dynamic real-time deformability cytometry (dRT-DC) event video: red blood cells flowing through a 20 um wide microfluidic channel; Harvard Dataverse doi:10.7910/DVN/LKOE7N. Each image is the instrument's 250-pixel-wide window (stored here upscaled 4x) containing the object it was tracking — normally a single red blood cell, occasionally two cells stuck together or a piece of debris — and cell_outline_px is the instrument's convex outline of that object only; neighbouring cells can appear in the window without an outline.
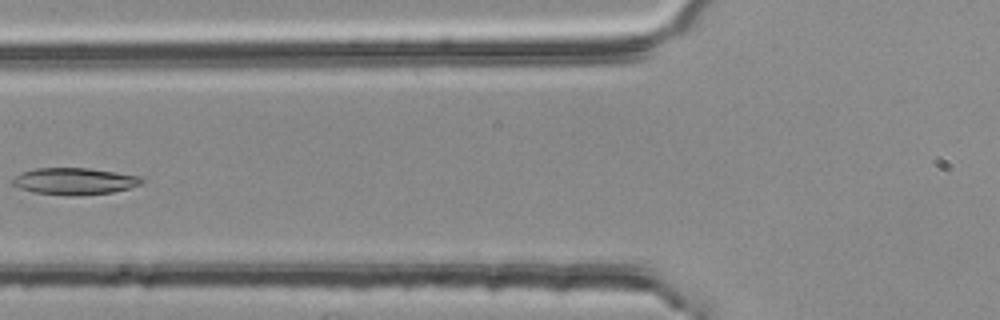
{"species": "common noctule bat (a hibernating species)", "species_latin": "Nyctalus noctula", "temperature_condition": "room temperature", "stored_images_in_passage": 4, "camera_frame_rate_fps": 3000, "um_per_image_px": 0.085, "animal": {"sex": "female", "body_mass_g": 25.1}, "frame": {"image": 1, "passage_image": 4, "time_ms": 1.0, "image_size_px": [1000, 320], "cell_outline_px": [[144, 180], [140, 184], [128, 188], [112, 192], [68, 196], [36, 192], [20, 188], [12, 184], [12, 180], [20, 172], [36, 168], [88, 168], [140, 176]], "centroid_in_image_um": [6.31, 15.39], "position_along_channel_um": 119.5, "area_um2": 19.88}}